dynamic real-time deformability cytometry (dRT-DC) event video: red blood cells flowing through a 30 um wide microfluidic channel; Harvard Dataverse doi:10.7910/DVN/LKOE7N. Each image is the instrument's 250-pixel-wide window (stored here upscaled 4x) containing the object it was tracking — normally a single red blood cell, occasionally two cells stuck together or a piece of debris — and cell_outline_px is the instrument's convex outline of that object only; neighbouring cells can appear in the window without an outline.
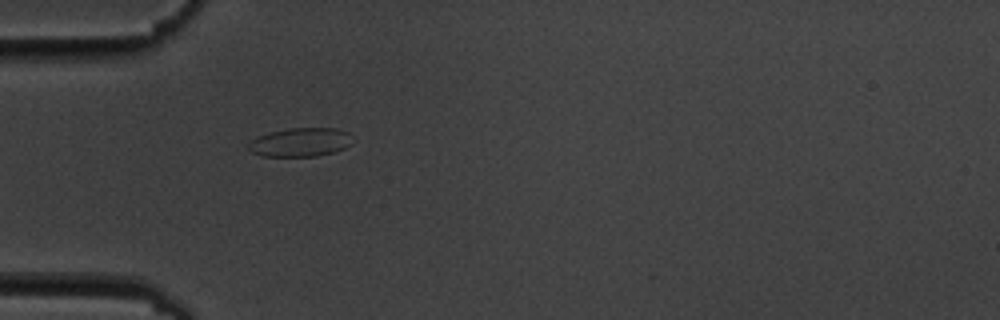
{"species": "common noctule bat (a hibernating species)", "species_latin": "Nyctalus noctula", "temperature_condition": "cold", "stored_images_in_passage": 1, "camera_frame_rate_fps": 3000, "um_per_image_px": 0.085, "animal": {"sex": "male", "body_mass_g": 19.5, "forearm_length_mm": 54.6}, "frame": {"image": 1, "passage_image": 1, "time_ms": 0.0, "image_size_px": [1000, 320], "cell_outline_px": [[352, 144], [344, 148], [332, 152], [316, 156], [264, 156], [252, 152], [248, 148], [248, 144], [256, 136], [268, 132], [288, 128], [336, 128], [348, 132]], "centroid_in_image_um": [25.5, 12.08], "position_along_channel_um": 59.5, "area_um2": 17.4}}